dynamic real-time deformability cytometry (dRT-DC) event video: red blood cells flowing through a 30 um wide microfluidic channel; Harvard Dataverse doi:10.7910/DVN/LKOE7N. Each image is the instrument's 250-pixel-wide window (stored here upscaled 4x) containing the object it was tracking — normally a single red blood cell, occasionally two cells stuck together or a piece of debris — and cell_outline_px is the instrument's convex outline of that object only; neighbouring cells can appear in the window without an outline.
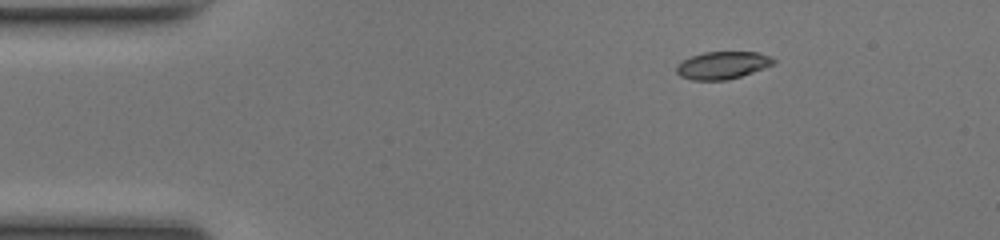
{"species": "common noctule bat (a hibernating species)", "species_latin": "Nyctalus noctula", "temperature_condition": "room temperature", "stored_images_in_passage": 44, "camera_frame_rate_fps": 3000, "um_per_image_px": 0.085, "animal": {"sex": "female", "body_mass_g": 17.0, "forearm_length_mm": 48.0}, "frame": {"image": 1, "passage_image": 1, "time_ms": 0.0, "image_size_px": [1000, 240], "cell_outline_px": [[776, 60], [772, 64], [764, 68], [728, 80], [692, 80], [680, 76], [676, 72], [676, 64], [692, 56], [704, 52], [756, 52], [768, 56]], "centroid_in_image_um": [61.37, 5.55], "position_along_channel_um": 23.6, "area_um2": 15.37}}
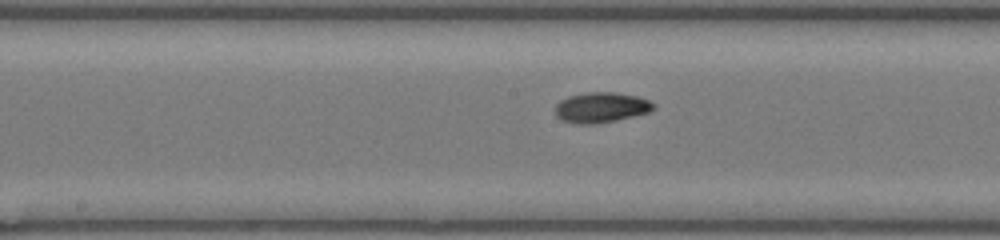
{"frame": {"image": 2, "passage_image": 19, "time_ms": 6.0, "image_size_px": [1000, 240], "cell_outline_px": [[656, 108], [648, 112], [616, 120], [592, 124], [576, 124], [560, 120], [556, 116], [556, 104], [560, 100], [568, 96], [588, 92], [612, 92], [636, 96], [648, 100], [656, 104]], "centroid_in_image_um": [51.07, 9.13], "position_along_channel_um": 197.1, "area_um2": 17.34}}
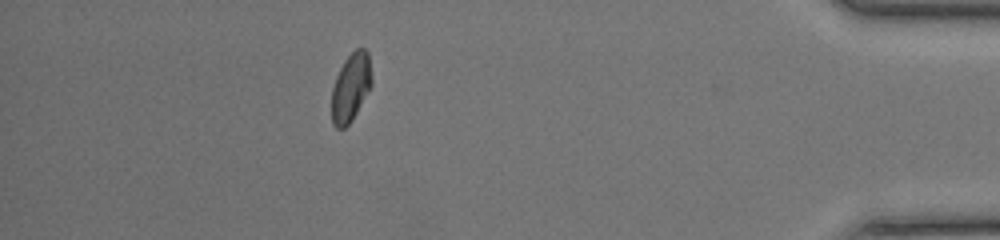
{"frame": {"image": 3, "passage_image": 38, "time_ms": 12.333, "image_size_px": [1000, 240], "cell_outline_px": [[372, 84], [352, 120], [344, 128], [336, 128], [332, 124], [332, 88], [336, 76], [344, 60], [356, 48], [364, 48], [368, 52], [372, 76]], "centroid_in_image_um": [29.82, 7.41], "position_along_channel_um": 405.4, "area_um2": 15.9}, "authors_computed_cell_mechanics": {"area_um2": 16.184, "velocity_mm_per_s": 4.1477, "shape_relaxation_time_tau1_ms": 3.4783, "shape_relaxation_time_tau2_ms": 2.7928, "deformation_change_tau1": 0.1202, "deformation_change_tau2": 0.0606}}